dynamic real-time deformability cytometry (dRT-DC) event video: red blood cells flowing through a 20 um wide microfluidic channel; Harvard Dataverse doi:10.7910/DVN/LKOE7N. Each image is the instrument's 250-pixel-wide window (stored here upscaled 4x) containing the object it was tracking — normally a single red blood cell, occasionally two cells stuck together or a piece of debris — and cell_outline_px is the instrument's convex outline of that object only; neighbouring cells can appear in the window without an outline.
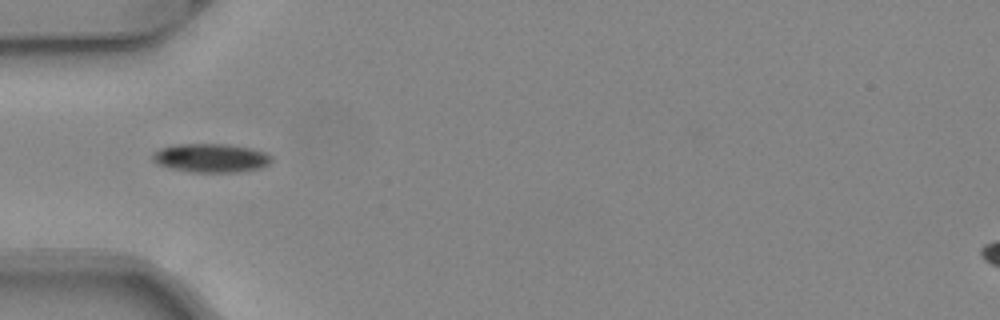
{"species": "common noctule bat (a hibernating species)", "species_latin": "Nyctalus noctula", "temperature_condition": "warm", "stored_images_in_passage": 35, "camera_frame_rate_fps": 3000, "um_per_image_px": 0.085, "animal": {"sex": "female", "body_mass_g": 24.6, "forearm_length_mm": 56.2}, "frame": {"image": 1, "passage_image": 1, "time_ms": 0.0, "image_size_px": [1000, 320], "cell_outline_px": [[272, 160], [268, 164], [260, 168], [236, 172], [188, 172], [156, 164], [152, 160], [152, 152], [160, 148], [176, 144], [224, 144], [248, 148], [264, 152], [272, 156]], "centroid_in_image_um": [17.88, 13.43], "position_along_channel_um": 67.1, "area_um2": 19.88}}
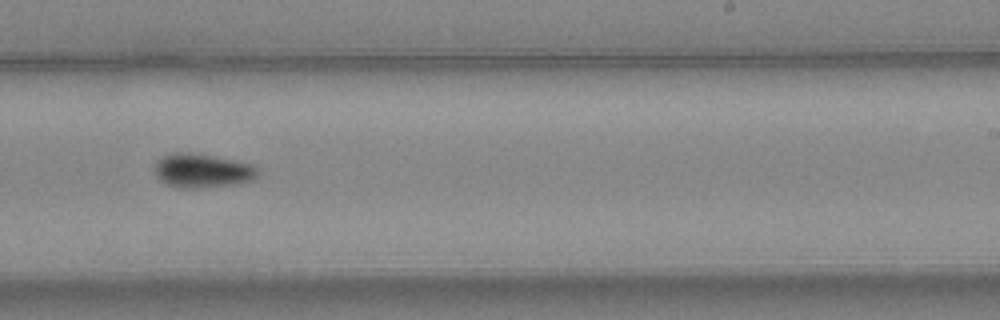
{"frame": {"image": 2, "passage_image": 16, "time_ms": 5.0, "image_size_px": [1000, 320], "cell_outline_px": [[260, 172], [252, 180], [240, 184], [200, 188], [176, 188], [164, 184], [156, 176], [152, 168], [156, 160], [164, 156], [176, 152], [188, 152], [212, 156], [252, 164], [260, 168]], "centroid_in_image_um": [17.17, 14.53], "position_along_channel_um": 271.8, "area_um2": 20.87}}
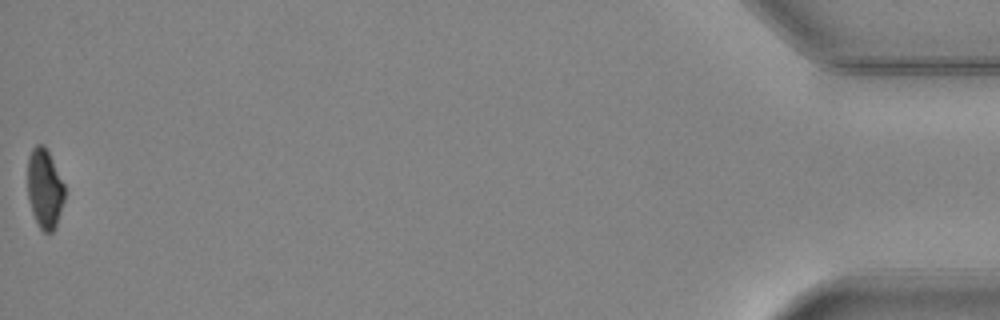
{"frame": {"image": 3, "passage_image": 35, "time_ms": 11.333, "image_size_px": [1000, 320], "cell_outline_px": [[64, 200], [56, 228], [52, 232], [44, 232], [40, 228], [32, 212], [28, 200], [28, 156], [32, 148], [36, 144], [44, 144], [64, 184]], "centroid_in_image_um": [3.79, 16.04], "position_along_channel_um": 431.4, "area_um2": 17.11}, "authors_computed_cell_mechanics": {"area_um2": 19.7098, "velocity_mm_per_s": 4.1031, "shape_relaxation_time_tau1_ms": 2.9555, "shape_relaxation_time_tau2_ms": null, "deformation_change_tau1": 0.1234, "deformation_change_tau2": null}}